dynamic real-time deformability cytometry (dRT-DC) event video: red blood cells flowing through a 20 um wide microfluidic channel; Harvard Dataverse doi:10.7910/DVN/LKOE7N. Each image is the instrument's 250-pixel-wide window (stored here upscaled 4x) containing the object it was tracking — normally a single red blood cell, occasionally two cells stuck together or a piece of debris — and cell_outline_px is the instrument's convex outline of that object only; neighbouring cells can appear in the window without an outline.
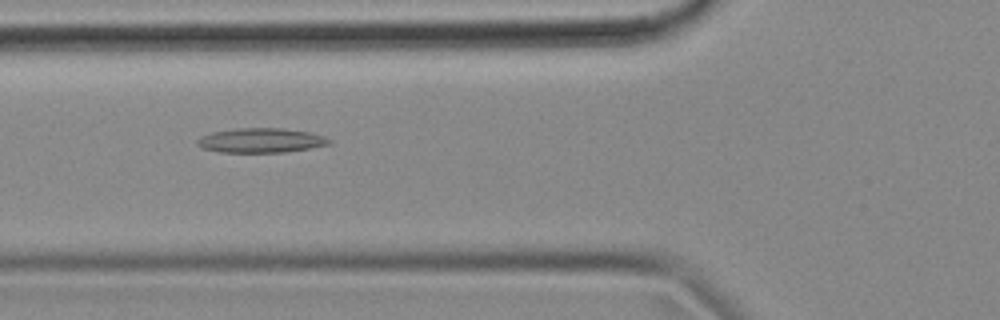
{"species": "common noctule bat (a hibernating species)", "species_latin": "Nyctalus noctula", "temperature_condition": "cold", "stored_images_in_passage": 54, "camera_frame_rate_fps": 3000, "um_per_image_px": 0.085, "animal": {"sex": "female", "body_mass_g": 18.4}, "frame": {"image": 1, "passage_image": 19, "time_ms": 6.0, "image_size_px": [1000, 320], "cell_outline_px": [[332, 144], [284, 152], [220, 152], [204, 148], [196, 144], [196, 140], [200, 136], [212, 132], [236, 128], [280, 128], [308, 132], [324, 136], [332, 140]], "centroid_in_image_um": [22.17, 11.93], "position_along_channel_um": 103.6, "area_um2": 18.79}}
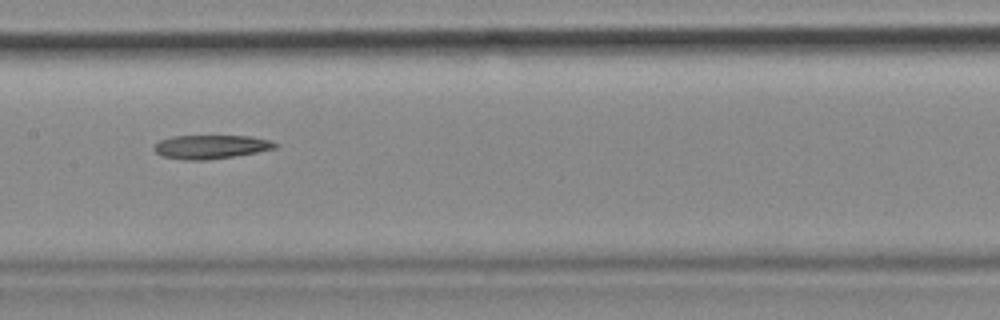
{"frame": {"image": 2, "passage_image": 26, "time_ms": 8.333, "image_size_px": [1000, 320], "cell_outline_px": [[280, 144], [276, 148], [256, 152], [232, 156], [204, 160], [184, 160], [160, 156], [152, 148], [160, 140], [172, 136], [252, 136], [272, 140]], "centroid_in_image_um": [17.93, 12.47], "position_along_channel_um": 189.5, "area_um2": 16.82}}
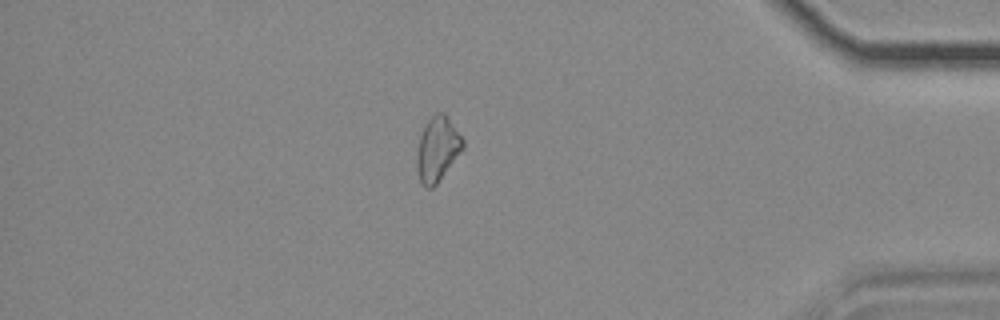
{"frame": {"image": 3, "passage_image": 46, "time_ms": 15.0, "image_size_px": [1000, 320], "cell_outline_px": [[464, 148], [436, 184], [432, 188], [424, 188], [420, 180], [416, 168], [416, 152], [420, 136], [428, 120], [436, 112], [444, 112], [448, 116], [464, 140]], "centroid_in_image_um": [37.18, 12.66], "position_along_channel_um": 398.0, "area_um2": 17.34}}